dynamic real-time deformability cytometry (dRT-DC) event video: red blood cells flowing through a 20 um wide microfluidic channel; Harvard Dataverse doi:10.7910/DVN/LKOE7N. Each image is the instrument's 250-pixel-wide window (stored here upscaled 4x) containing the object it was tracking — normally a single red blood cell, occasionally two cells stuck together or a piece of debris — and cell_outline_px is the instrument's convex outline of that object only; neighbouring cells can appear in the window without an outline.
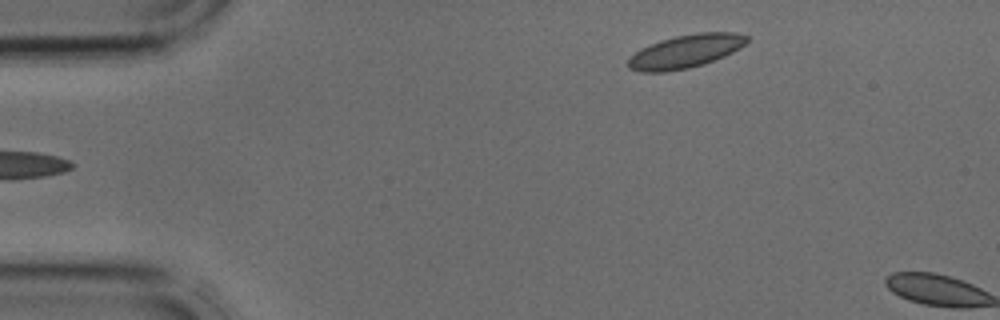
{"species": "common noctule bat (a hibernating species)", "species_latin": "Nyctalus noctula", "temperature_condition": "cold", "stored_images_in_passage": 2, "camera_frame_rate_fps": 3000, "um_per_image_px": 0.085, "animal": {"sex": "male", "body_mass_g": 17.9, "forearm_length_mm": 54.2}, "frame": {"image": 1, "passage_image": 1, "time_ms": 0.0, "image_size_px": [1000, 320], "cell_outline_px": [[748, 40], [740, 48], [724, 56], [704, 64], [688, 68], [664, 72], [640, 72], [628, 68], [628, 60], [640, 48], [660, 40], [676, 36], [700, 32], [736, 32], [748, 36]], "centroid_in_image_um": [58.27, 4.36], "position_along_channel_um": 26.7, "area_um2": 22.95}}